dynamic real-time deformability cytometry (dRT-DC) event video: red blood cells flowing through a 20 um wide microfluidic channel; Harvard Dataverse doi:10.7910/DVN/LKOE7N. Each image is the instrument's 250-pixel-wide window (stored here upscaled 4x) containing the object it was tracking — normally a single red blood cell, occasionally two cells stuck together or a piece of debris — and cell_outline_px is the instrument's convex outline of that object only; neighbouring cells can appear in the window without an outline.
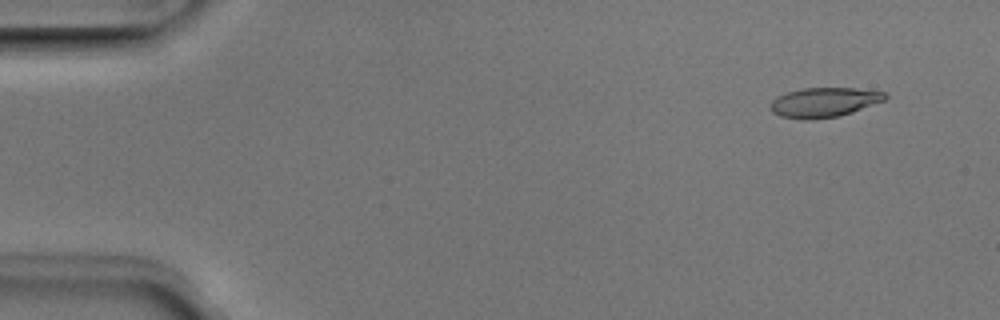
{"species": "Egyptian fruit bat (a non-hibernating species)", "species_latin": "Rousettus aegyptiacus", "temperature_condition": "room temperature", "stored_images_in_passage": 49, "camera_frame_rate_fps": 3000, "um_per_image_px": 0.085, "animal": {"sex": "male"}, "frame": {"image": 1, "passage_image": 2, "time_ms": 0.333, "image_size_px": [1000, 320], "cell_outline_px": [[888, 96], [884, 100], [852, 112], [836, 116], [812, 120], [800, 120], [780, 116], [772, 112], [772, 100], [776, 96], [788, 92], [804, 88], [856, 88], [884, 92]], "centroid_in_image_um": [70.02, 8.7], "position_along_channel_um": 15.0, "area_um2": 19.65}}
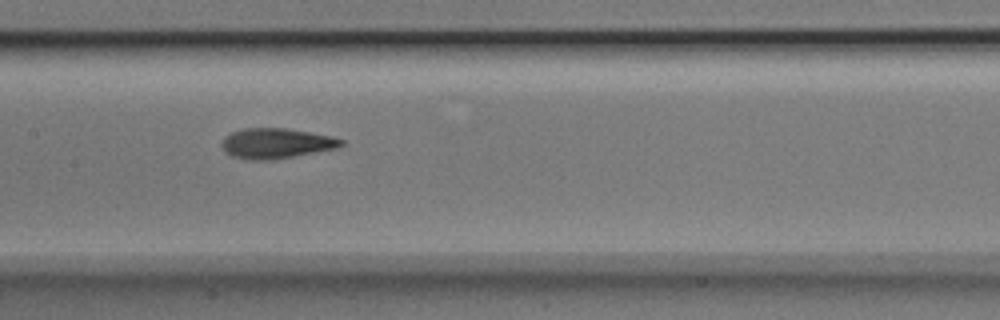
{"frame": {"image": 2, "passage_image": 23, "time_ms": 7.333, "image_size_px": [1000, 320], "cell_outline_px": [[344, 144], [336, 148], [272, 160], [248, 160], [232, 156], [224, 152], [220, 144], [224, 136], [232, 132], [244, 128], [284, 128], [332, 136], [344, 140]], "centroid_in_image_um": [23.42, 12.19], "position_along_channel_um": 184.0, "area_um2": 21.04}}
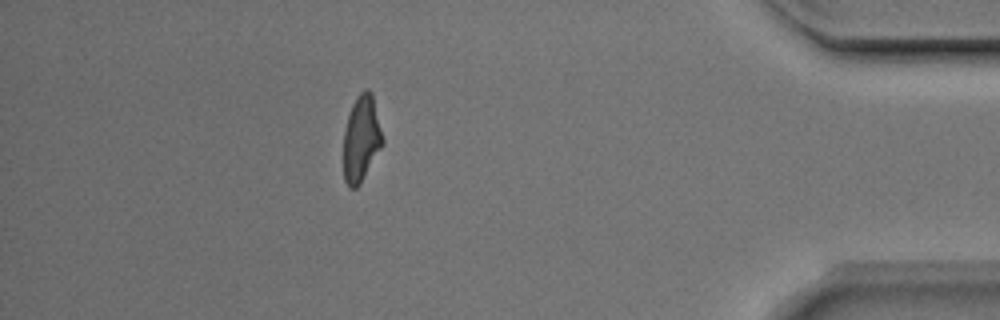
{"frame": {"image": 3, "passage_image": 43, "time_ms": 14.0, "image_size_px": [1000, 320], "cell_outline_px": [[384, 144], [360, 184], [356, 188], [348, 188], [344, 180], [344, 132], [348, 116], [352, 104], [356, 96], [364, 88], [368, 88], [372, 92], [384, 140]], "centroid_in_image_um": [30.72, 11.78], "position_along_channel_um": 404.5, "area_um2": 19.83}, "authors_computed_cell_mechanics": {"area_um2": 20.2878, "velocity_mm_per_s": 3.9958, "shape_relaxation_time_tau1_ms": 4.714, "shape_relaxation_time_tau2_ms": 1.3449, "deformation_change_tau1": 0.1776, "deformation_change_tau2": 0.0975}}